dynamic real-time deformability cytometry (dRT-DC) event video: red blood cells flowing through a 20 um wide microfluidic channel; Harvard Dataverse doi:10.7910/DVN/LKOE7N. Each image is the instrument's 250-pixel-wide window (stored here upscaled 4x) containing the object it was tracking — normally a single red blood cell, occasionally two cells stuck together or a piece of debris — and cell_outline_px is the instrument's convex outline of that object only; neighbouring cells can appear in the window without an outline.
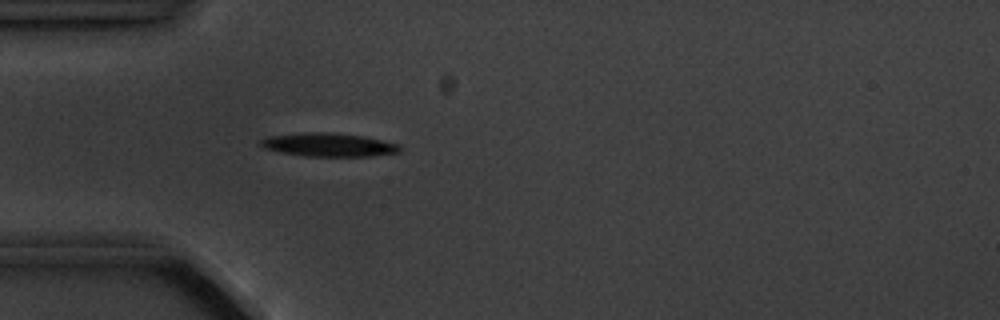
{"species": "common noctule bat (a hibernating species)", "species_latin": "Nyctalus noctula", "temperature_condition": "cold", "stored_images_in_passage": 5, "camera_frame_rate_fps": 3000, "um_per_image_px": 0.085, "animal": {"sex": "male", "body_mass_g": 20.1, "forearm_length_mm": 53.5}, "frame": {"image": 1, "passage_image": 5, "time_ms": 4.667, "image_size_px": [1000, 320], "cell_outline_px": [[400, 152], [368, 156], [304, 156], [264, 148], [260, 144], [260, 140], [268, 136], [304, 132], [328, 132], [364, 136], [400, 144]], "centroid_in_image_um": [27.94, 12.3], "position_along_channel_um": 57.1, "area_um2": 18.9}}